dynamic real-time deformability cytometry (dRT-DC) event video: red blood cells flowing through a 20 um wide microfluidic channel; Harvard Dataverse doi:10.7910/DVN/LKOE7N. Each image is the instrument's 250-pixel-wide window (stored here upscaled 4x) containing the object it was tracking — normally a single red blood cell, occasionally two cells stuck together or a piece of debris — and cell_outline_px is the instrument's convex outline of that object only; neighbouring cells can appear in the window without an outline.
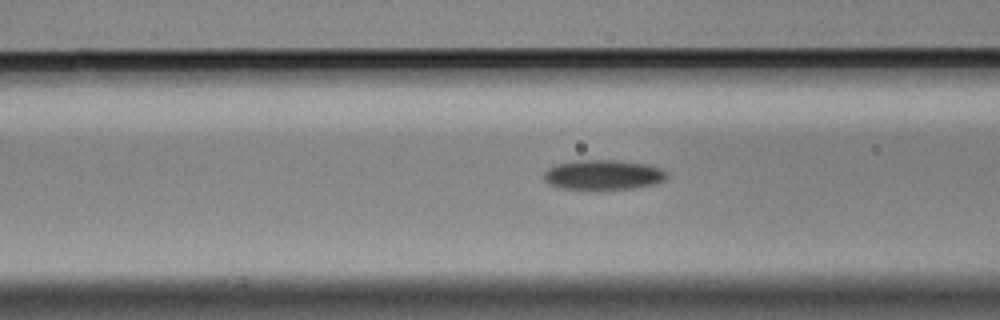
{"species": "Egyptian fruit bat (a non-hibernating species)", "species_latin": "Rousettus aegyptiacus", "temperature_condition": "cold", "stored_images_in_passage": 41, "camera_frame_rate_fps": 3000, "um_per_image_px": 0.085, "animal": {"sex": "male"}, "frame": {"image": 1, "passage_image": 17, "time_ms": 5.333, "image_size_px": [1000, 320], "cell_outline_px": [[668, 176], [664, 180], [656, 184], [632, 188], [560, 188], [548, 184], [544, 180], [544, 172], [548, 168], [556, 164], [576, 160], [612, 160], [648, 164], [660, 168], [668, 172]], "centroid_in_image_um": [51.28, 14.84], "position_along_channel_um": 115.3, "area_um2": 21.21}}
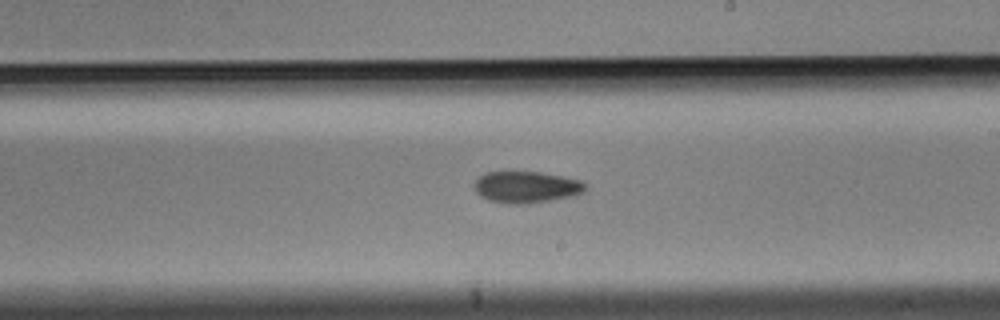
{"frame": {"image": 2, "passage_image": 28, "time_ms": 9.0, "image_size_px": [1000, 320], "cell_outline_px": [[588, 188], [584, 192], [576, 196], [528, 204], [508, 204], [488, 200], [480, 196], [476, 192], [476, 180], [480, 176], [488, 172], [540, 172], [564, 176], [580, 180], [588, 184]], "centroid_in_image_um": [44.82, 15.91], "position_along_channel_um": 244.2, "area_um2": 20.69}}
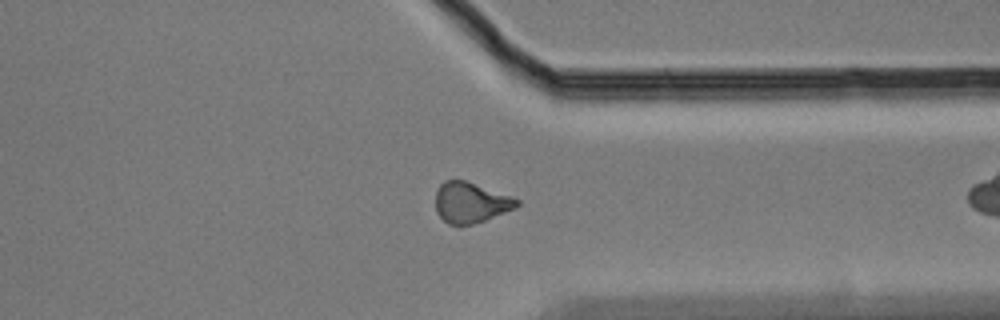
{"frame": {"image": 3, "passage_image": 39, "time_ms": 12.667, "image_size_px": [1000, 320], "cell_outline_px": [[520, 204], [516, 208], [484, 220], [472, 224], [448, 224], [436, 212], [436, 188], [444, 180], [464, 180], [512, 196], [520, 200]], "centroid_in_image_um": [40.01, 17.2], "position_along_channel_um": 371.4, "area_um2": 19.13}}